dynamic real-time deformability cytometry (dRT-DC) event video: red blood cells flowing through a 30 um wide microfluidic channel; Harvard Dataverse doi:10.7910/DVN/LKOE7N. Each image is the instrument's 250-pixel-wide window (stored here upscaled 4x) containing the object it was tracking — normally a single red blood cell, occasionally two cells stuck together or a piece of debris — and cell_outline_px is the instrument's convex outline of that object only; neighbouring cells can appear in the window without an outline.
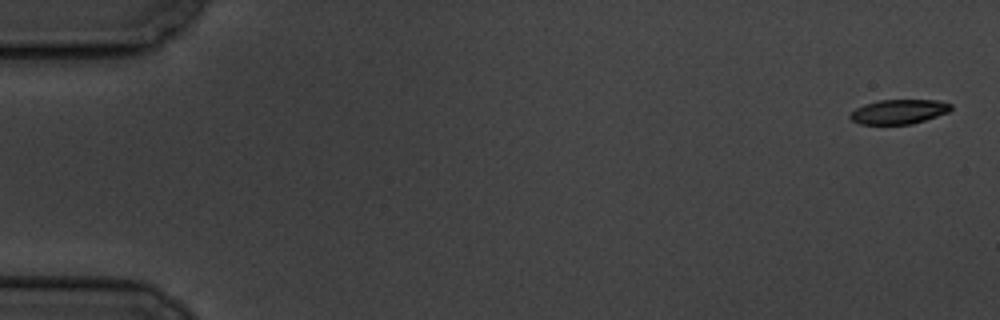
{"species": "common noctule bat (a hibernating species)", "species_latin": "Nyctalus noctula", "temperature_condition": "cold", "stored_images_in_passage": 6, "segment_of_instrument_passage": [1, 2], "camera_frame_rate_fps": 3000, "um_per_image_px": 0.085, "animal": {"sex": "male", "body_mass_g": 19.5, "forearm_length_mm": 54.6}, "frame": {"image": 1, "passage_image": 1, "time_ms": 0.0, "image_size_px": [1000, 320], "cell_outline_px": [[952, 108], [948, 112], [912, 124], [860, 124], [852, 120], [848, 116], [856, 108], [864, 104], [880, 100], [936, 100], [952, 104]], "centroid_in_image_um": [76.39, 9.49], "position_along_channel_um": 8.6, "area_um2": 14.28}}
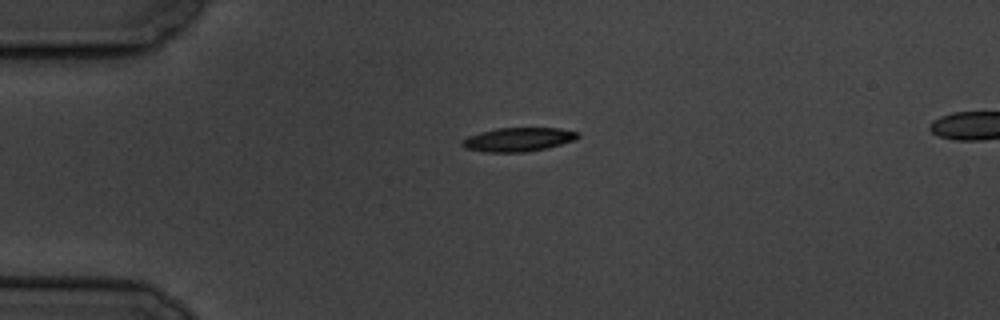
{"frame": {"image": 2, "passage_image": 5, "time_ms": 4.333, "image_size_px": [1000, 320], "cell_outline_px": [[580, 136], [576, 140], [548, 148], [528, 152], [484, 152], [464, 148], [460, 144], [468, 136], [480, 132], [496, 128], [560, 128], [580, 132]], "centroid_in_image_um": [44.09, 11.86], "position_along_channel_um": 40.9, "area_um2": 16.3}}